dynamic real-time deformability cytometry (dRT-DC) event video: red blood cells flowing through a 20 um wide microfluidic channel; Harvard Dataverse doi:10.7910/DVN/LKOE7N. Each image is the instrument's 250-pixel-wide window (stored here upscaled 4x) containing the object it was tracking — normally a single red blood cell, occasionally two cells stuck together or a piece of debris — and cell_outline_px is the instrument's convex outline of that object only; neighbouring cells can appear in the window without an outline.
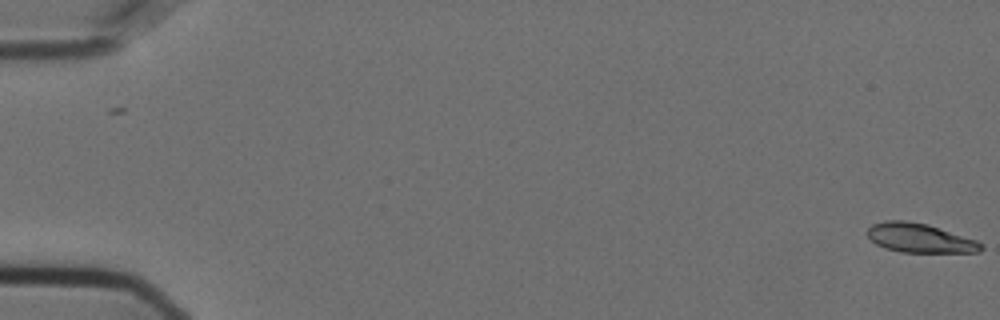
{"species": "Egyptian fruit bat (a non-hibernating species)", "species_latin": "Rousettus aegyptiacus", "temperature_condition": "cold", "stored_images_in_passage": 57, "camera_frame_rate_fps": 3000, "um_per_image_px": 0.085, "animal": {"sex": "female"}, "frame": {"image": 1, "passage_image": 1, "time_ms": 0.0, "image_size_px": [1000, 320], "cell_outline_px": [[984, 248], [980, 252], [900, 252], [884, 248], [876, 244], [868, 236], [868, 228], [872, 224], [884, 220], [908, 220], [928, 224], [976, 240], [984, 244]], "centroid_in_image_um": [78.18, 20.23], "position_along_channel_um": 6.8, "area_um2": 19.42}}
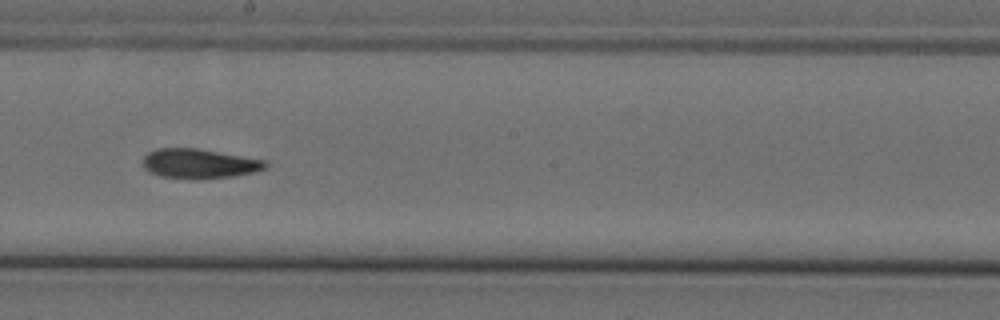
{"frame": {"image": 2, "passage_image": 33, "time_ms": 10.667, "image_size_px": [1000, 320], "cell_outline_px": [[268, 164], [264, 168], [252, 172], [232, 176], [160, 176], [148, 172], [144, 168], [144, 156], [148, 152], [156, 148], [196, 148], [268, 160]], "centroid_in_image_um": [16.93, 13.85], "position_along_channel_um": 231.3, "area_um2": 20.23}}
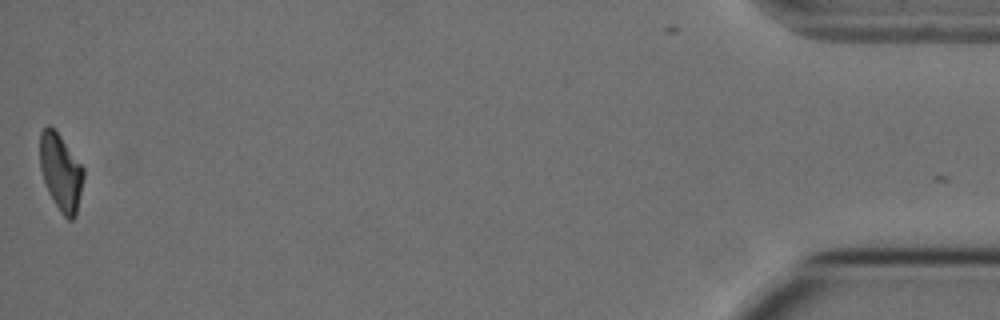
{"frame": {"image": 3, "passage_image": 57, "time_ms": 18.667, "image_size_px": [1000, 320], "cell_outline_px": [[84, 176], [76, 216], [72, 220], [68, 220], [60, 212], [48, 192], [40, 168], [40, 132], [48, 124], [60, 136], [84, 168]], "centroid_in_image_um": [5.17, 14.66], "position_along_channel_um": 430.0, "area_um2": 19.36}, "authors_computed_cell_mechanics": {"area_um2": 20.3456, "velocity_mm_per_s": 3.6067, "shape_relaxation_time_tau1_ms": 8.2726, "shape_relaxation_time_tau2_ms": 10.0974, "deformation_change_tau1": 0.202, "deformation_change_tau2": 0.1923}}